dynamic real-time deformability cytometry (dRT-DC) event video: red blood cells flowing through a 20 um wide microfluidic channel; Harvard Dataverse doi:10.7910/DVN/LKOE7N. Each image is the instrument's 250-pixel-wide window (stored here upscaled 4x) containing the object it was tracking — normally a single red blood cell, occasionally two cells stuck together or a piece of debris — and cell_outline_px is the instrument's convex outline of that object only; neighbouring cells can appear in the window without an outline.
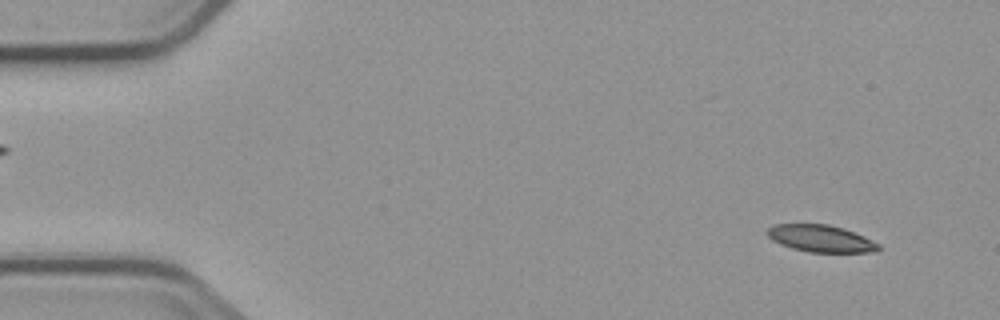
{"species": "common noctule bat (a hibernating species)", "species_latin": "Nyctalus noctula", "temperature_condition": "cold", "stored_images_in_passage": 5, "camera_frame_rate_fps": 3000, "um_per_image_px": 0.085, "animal": {"sex": "male", "body_mass_g": 23.1, "forearm_length_mm": 52.7}, "frame": {"image": 1, "passage_image": 1, "time_ms": 0.0, "image_size_px": [1000, 320], "cell_outline_px": [[880, 248], [868, 252], [808, 252], [792, 248], [780, 244], [772, 240], [764, 232], [772, 224], [828, 224], [844, 228], [864, 236], [880, 244]], "centroid_in_image_um": [69.72, 20.26], "position_along_channel_um": 15.3, "area_um2": 17.57}}
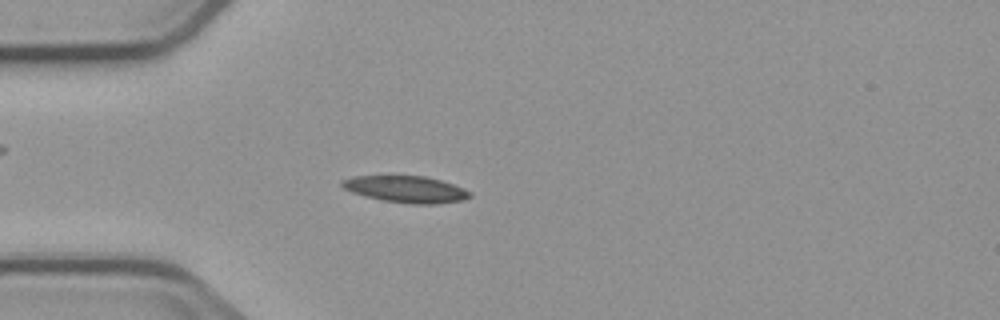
{"frame": {"image": 2, "passage_image": 4, "time_ms": 3.667, "image_size_px": [1000, 320], "cell_outline_px": [[472, 196], [460, 200], [436, 204], [412, 204], [384, 200], [364, 196], [352, 192], [344, 188], [340, 184], [340, 180], [352, 176], [424, 176], [440, 180], [464, 188], [472, 192]], "centroid_in_image_um": [34.49, 16.08], "position_along_channel_um": 50.5, "area_um2": 19.77}}